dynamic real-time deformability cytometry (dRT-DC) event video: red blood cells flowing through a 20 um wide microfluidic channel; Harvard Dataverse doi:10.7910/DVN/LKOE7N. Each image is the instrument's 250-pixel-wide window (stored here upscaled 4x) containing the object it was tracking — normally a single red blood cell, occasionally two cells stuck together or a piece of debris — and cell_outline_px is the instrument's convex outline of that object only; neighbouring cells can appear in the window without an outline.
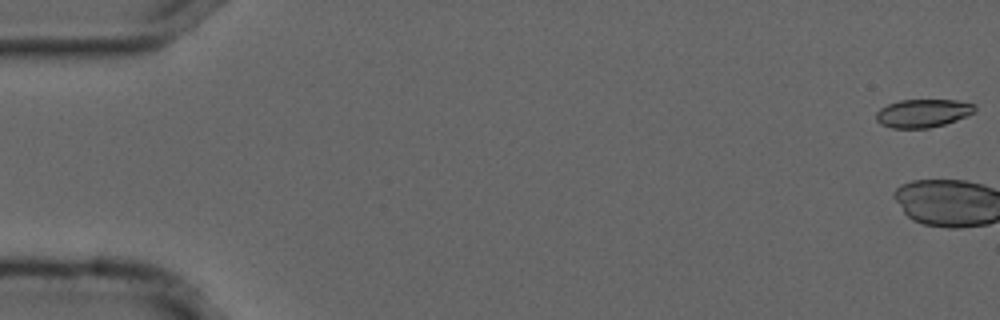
{"species": "common noctule bat (a hibernating species)", "species_latin": "Nyctalus noctula", "temperature_condition": "cold", "stored_images_in_passage": 5, "camera_frame_rate_fps": 3000, "um_per_image_px": 0.085, "animal": {"sex": "male", "forearm_length_mm": 52.5}, "frame": {"image": 1, "passage_image": 1, "time_ms": 0.0, "image_size_px": [1000, 320], "cell_outline_px": [[976, 112], [956, 120], [944, 124], [928, 128], [892, 128], [880, 124], [876, 120], [876, 112], [880, 108], [888, 104], [900, 100], [956, 100], [976, 104]], "centroid_in_image_um": [78.45, 9.62], "position_along_channel_um": 6.5, "area_um2": 16.3}}